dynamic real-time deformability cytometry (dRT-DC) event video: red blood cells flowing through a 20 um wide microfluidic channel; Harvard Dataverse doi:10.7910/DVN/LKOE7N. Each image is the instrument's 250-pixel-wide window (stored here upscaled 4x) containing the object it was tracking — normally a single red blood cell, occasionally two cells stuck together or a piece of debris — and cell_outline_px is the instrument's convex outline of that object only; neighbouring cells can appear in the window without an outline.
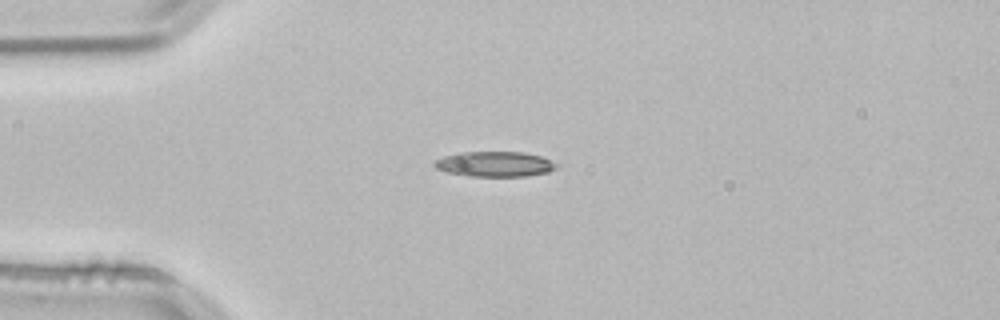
{"species": "common noctule bat (a hibernating species)", "species_latin": "Nyctalus noctula", "temperature_condition": "room temperature", "stored_images_in_passage": 41, "camera_frame_rate_fps": 3000, "um_per_image_px": 0.085, "animal": {"sex": "male", "body_mass_g": 21.5, "forearm_length_mm": 52.0}, "frame": {"image": 1, "passage_image": 1, "time_ms": 0.0, "image_size_px": [1000, 320], "cell_outline_px": [[560, 164], [556, 168], [548, 172], [524, 176], [468, 176], [448, 172], [436, 168], [432, 164], [436, 160], [444, 156], [460, 152], [524, 152], [540, 156]], "centroid_in_image_um": [42.07, 13.94], "position_along_channel_um": 42.9, "area_um2": 17.86}}
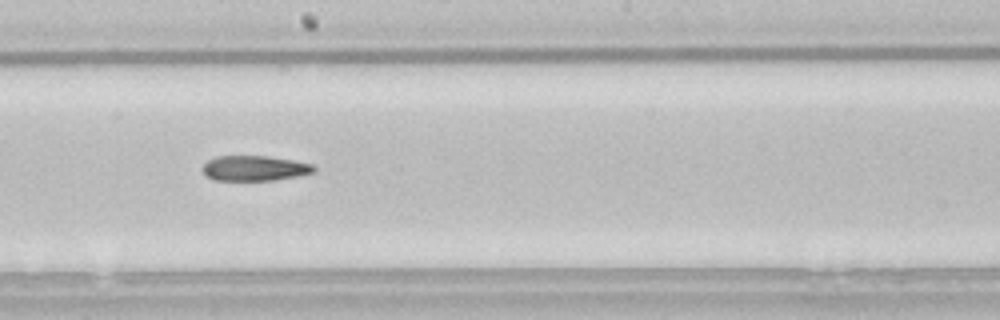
{"frame": {"image": 2, "passage_image": 17, "time_ms": 5.333, "image_size_px": [1000, 320], "cell_outline_px": [[316, 172], [296, 176], [272, 180], [216, 180], [208, 176], [200, 168], [208, 160], [216, 156], [268, 156], [296, 160], [312, 164], [316, 168]], "centroid_in_image_um": [21.66, 14.29], "position_along_channel_um": 226.5, "area_um2": 16.36}}
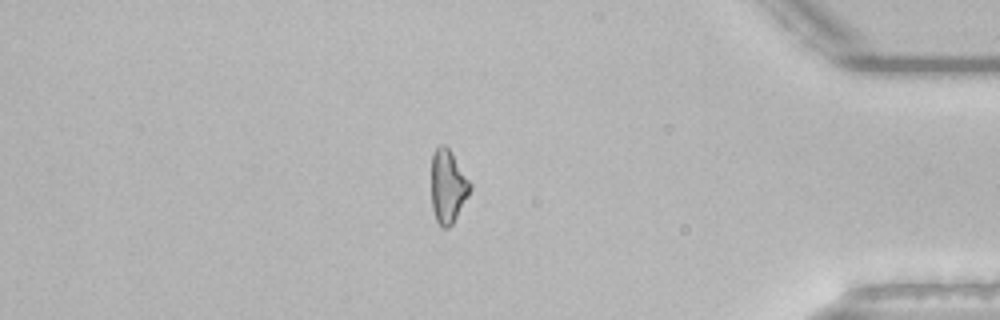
{"frame": {"image": 3, "passage_image": 33, "time_ms": 10.667, "image_size_px": [1000, 320], "cell_outline_px": [[472, 188], [468, 196], [452, 224], [448, 228], [444, 228], [436, 220], [432, 208], [432, 152], [440, 144], [444, 144], [452, 152], [472, 184]], "centroid_in_image_um": [38.08, 15.81], "position_along_channel_um": 397.1, "area_um2": 16.53}, "authors_computed_cell_mechanics": {"area_um2": 17.3978, "velocity_mm_per_s": 3.8499, "shape_relaxation_time_tau1_ms": null, "shape_relaxation_time_tau2_ms": 6.2028, "deformation_change_tau1": null, "deformation_change_tau2": 0.1838}}